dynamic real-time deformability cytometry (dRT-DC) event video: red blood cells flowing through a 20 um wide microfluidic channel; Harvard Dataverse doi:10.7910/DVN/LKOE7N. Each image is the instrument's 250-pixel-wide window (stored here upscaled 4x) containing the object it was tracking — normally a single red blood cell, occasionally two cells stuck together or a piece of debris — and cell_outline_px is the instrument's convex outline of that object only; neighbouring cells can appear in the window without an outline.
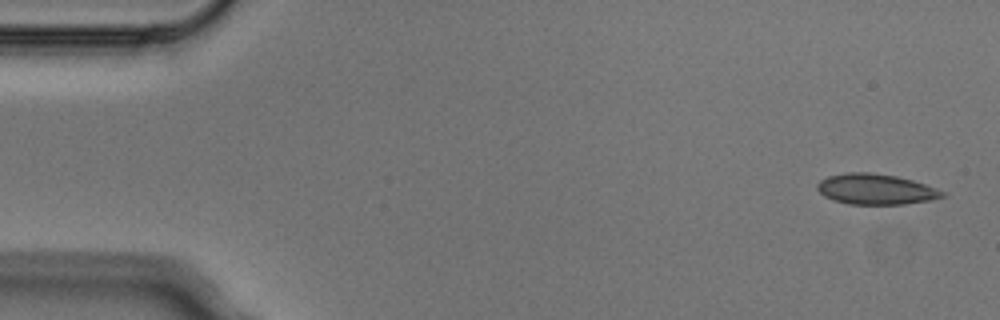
{"species": "Egyptian fruit bat (a non-hibernating species)", "species_latin": "Rousettus aegyptiacus", "temperature_condition": "cold", "stored_images_in_passage": 5, "camera_frame_rate_fps": 3000, "um_per_image_px": 0.085, "animal": {"sex": "male"}, "frame": {"image": 1, "passage_image": 1, "time_ms": 0.0, "image_size_px": [1000, 320], "cell_outline_px": [[948, 196], [928, 200], [904, 204], [848, 204], [832, 200], [824, 196], [816, 188], [816, 184], [820, 180], [828, 176], [848, 172], [872, 172], [896, 176], [912, 180], [948, 192]], "centroid_in_image_um": [74.44, 16.08], "position_along_channel_um": 10.6, "area_um2": 22.43}}
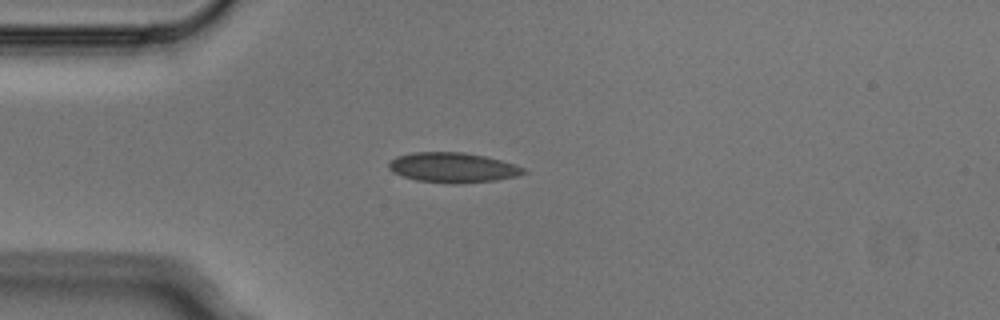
{"frame": {"image": 2, "passage_image": 4, "time_ms": 1.0, "image_size_px": [1000, 320], "cell_outline_px": [[528, 172], [516, 176], [496, 180], [452, 184], [416, 180], [392, 172], [388, 168], [388, 164], [396, 156], [412, 152], [464, 152], [484, 156], [500, 160], [524, 168]], "centroid_in_image_um": [38.46, 14.24], "position_along_channel_um": 46.5, "area_um2": 23.41}}